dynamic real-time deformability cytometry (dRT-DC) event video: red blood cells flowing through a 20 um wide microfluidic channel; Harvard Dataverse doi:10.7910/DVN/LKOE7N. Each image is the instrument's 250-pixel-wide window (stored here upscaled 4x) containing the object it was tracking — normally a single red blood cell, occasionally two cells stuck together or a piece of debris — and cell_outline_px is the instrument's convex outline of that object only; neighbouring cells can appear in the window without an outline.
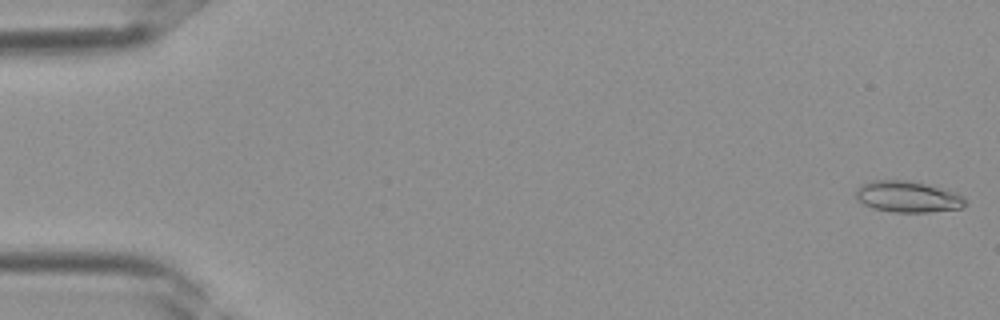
{"species": "Egyptian fruit bat (a non-hibernating species)", "species_latin": "Rousettus aegyptiacus", "temperature_condition": "room temperature", "stored_images_in_passage": 12, "camera_frame_rate_fps": 3000, "um_per_image_px": 0.085, "frame": {"image": 1, "passage_image": 1, "time_ms": 0.0, "image_size_px": [1000, 320], "cell_outline_px": [[968, 204], [964, 208], [928, 212], [892, 212], [872, 208], [864, 204], [856, 196], [856, 192], [860, 184], [872, 180], [908, 180], [956, 192], [964, 196]], "centroid_in_image_um": [77.2, 16.73], "position_along_channel_um": 7.8, "area_um2": 20.0}}